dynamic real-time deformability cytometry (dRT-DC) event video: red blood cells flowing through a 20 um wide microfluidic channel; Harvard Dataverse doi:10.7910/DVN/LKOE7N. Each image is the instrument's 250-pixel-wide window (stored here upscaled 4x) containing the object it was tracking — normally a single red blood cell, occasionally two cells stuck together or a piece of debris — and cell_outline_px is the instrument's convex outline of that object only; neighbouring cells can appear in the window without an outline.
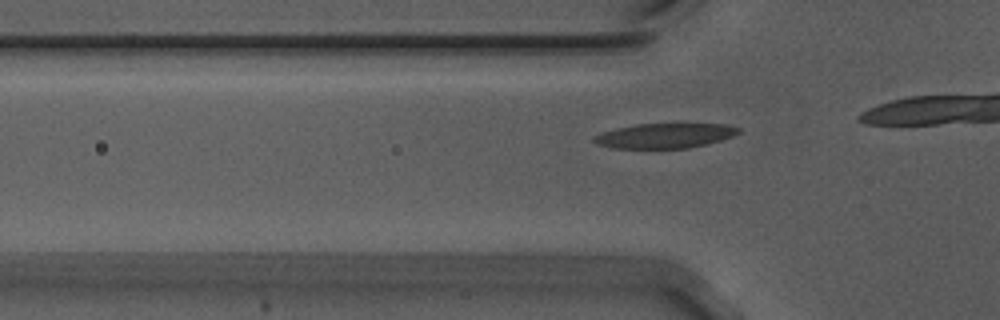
{"species": "Egyptian fruit bat (a non-hibernating species)", "species_latin": "Rousettus aegyptiacus", "temperature_condition": "warm", "stored_images_in_passage": 19, "camera_frame_rate_fps": 3000, "um_per_image_px": 0.085, "animal": {"sex": "male"}, "frame": {"image": 1, "passage_image": 14, "time_ms": 4.333, "image_size_px": [1000, 320], "cell_outline_px": [[740, 132], [732, 136], [708, 144], [688, 148], [612, 148], [596, 144], [592, 140], [596, 136], [604, 132], [636, 124], [728, 124], [740, 128]], "centroid_in_image_um": [56.55, 11.54], "position_along_channel_um": 69.2, "area_um2": 20.69}}